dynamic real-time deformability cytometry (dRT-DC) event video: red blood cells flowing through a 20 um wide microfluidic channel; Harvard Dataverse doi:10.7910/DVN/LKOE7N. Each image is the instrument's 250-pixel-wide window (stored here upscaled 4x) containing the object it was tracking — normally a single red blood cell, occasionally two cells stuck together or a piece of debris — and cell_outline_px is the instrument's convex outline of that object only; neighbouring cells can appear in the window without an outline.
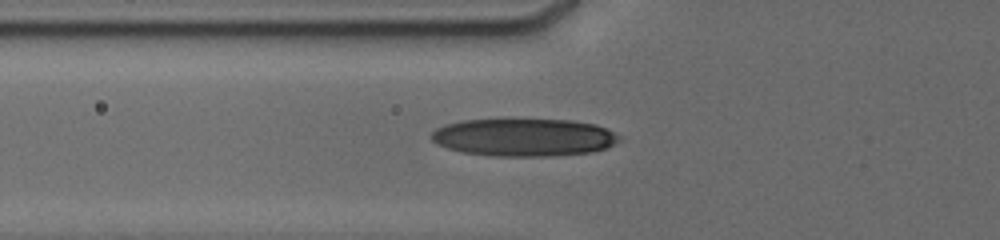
{"species": "human", "species_latin": "Homo sapiens", "temperature_condition": "cold", "stored_images_in_passage": 26, "camera_frame_rate_fps": 3000, "um_per_image_px": 0.085, "donor": {"sex": "male"}, "frame": {"image": 1, "passage_image": 10, "time_ms": 6.667, "image_size_px": [1000, 240], "cell_outline_px": [[624, 140], [608, 148], [592, 152], [552, 156], [492, 156], [464, 152], [448, 148], [432, 140], [432, 132], [436, 128], [444, 124], [464, 120], [572, 120], [596, 124], [620, 136]], "centroid_in_image_um": [44.59, 11.68], "position_along_channel_um": 81.2, "area_um2": 41.27}}
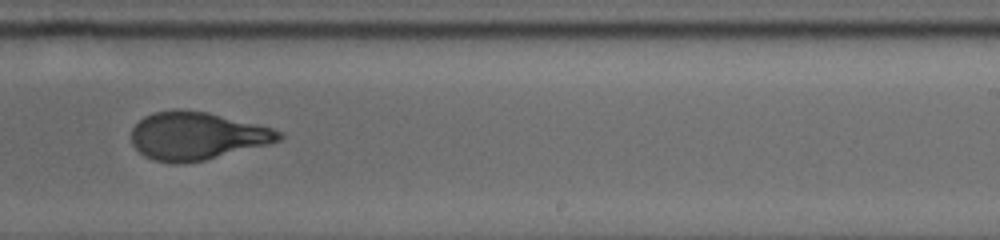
{"frame": {"image": 2, "passage_image": 17, "time_ms": 11.667, "image_size_px": [1000, 240], "cell_outline_px": [[284, 136], [280, 140], [268, 144], [204, 160], [184, 164], [172, 164], [152, 160], [144, 156], [132, 144], [132, 128], [144, 116], [156, 112], [172, 108], [180, 108], [208, 112], [272, 128], [284, 132]], "centroid_in_image_um": [16.71, 11.55], "position_along_channel_um": 272.3, "area_um2": 41.33}}
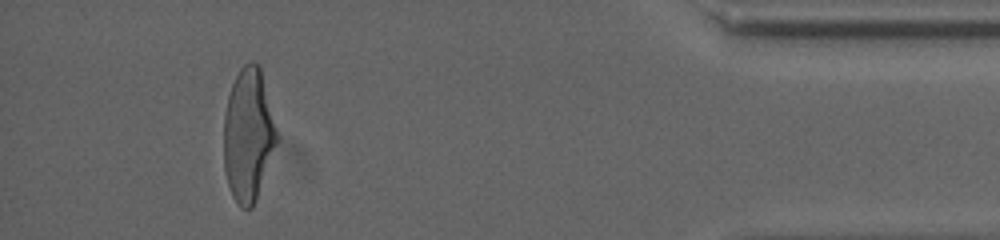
{"frame": {"image": 3, "passage_image": 24, "time_ms": 16.667, "image_size_px": [1000, 240], "cell_outline_px": [[280, 136], [256, 200], [252, 208], [240, 208], [232, 196], [228, 184], [224, 168], [224, 116], [228, 96], [232, 84], [240, 68], [244, 64], [252, 60], [260, 64]], "centroid_in_image_um": [21.13, 11.44], "position_along_channel_um": 414.1, "area_um2": 41.73}, "authors_computed_cell_mechanics": {"area_um2": 41.0958, "velocity_mm_per_s": 3.8098, "shape_relaxation_time_tau1_ms": 5.5807, "shape_relaxation_time_tau2_ms": 0.9339, "deformation_change_tau1": 0.2231, "deformation_change_tau2": 0.0794}}